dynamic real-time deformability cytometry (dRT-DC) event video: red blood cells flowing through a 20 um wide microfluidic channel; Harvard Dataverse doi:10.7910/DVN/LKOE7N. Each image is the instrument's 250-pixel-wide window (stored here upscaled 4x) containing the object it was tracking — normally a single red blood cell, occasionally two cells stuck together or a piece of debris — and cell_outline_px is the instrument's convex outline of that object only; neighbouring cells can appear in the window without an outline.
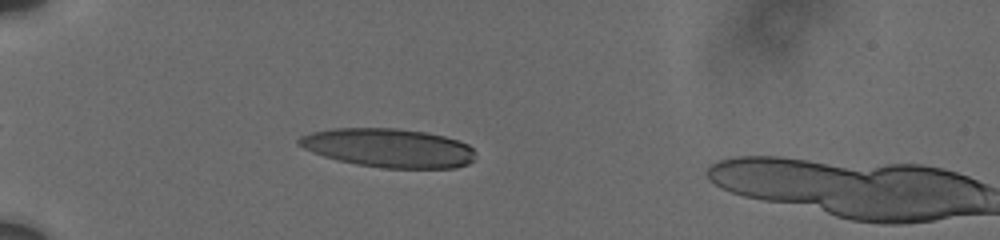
{"species": "human", "species_latin": "Homo sapiens", "temperature_condition": "cold", "stored_images_in_passage": 15, "camera_frame_rate_fps": 3000, "um_per_image_px": 0.085, "donor": {"sex": "male"}, "frame": {"image": 1, "passage_image": 12, "time_ms": 2.0, "image_size_px": [1000, 240], "cell_outline_px": [[476, 160], [468, 164], [456, 168], [384, 168], [356, 164], [336, 160], [324, 156], [304, 148], [296, 144], [296, 140], [300, 136], [312, 132], [332, 128], [396, 128], [428, 132], [444, 136], [468, 144], [476, 152]], "centroid_in_image_um": [33.06, 12.57], "position_along_channel_um": 51.9, "area_um2": 40.29}}